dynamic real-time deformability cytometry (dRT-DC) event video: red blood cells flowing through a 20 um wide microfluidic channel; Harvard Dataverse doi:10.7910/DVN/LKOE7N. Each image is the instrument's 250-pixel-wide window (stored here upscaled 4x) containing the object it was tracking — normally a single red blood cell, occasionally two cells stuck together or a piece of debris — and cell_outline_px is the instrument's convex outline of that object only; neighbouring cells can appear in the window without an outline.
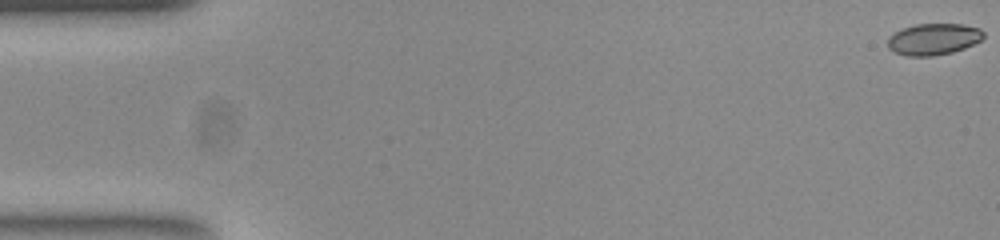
{"species": "common noctule bat (a hibernating species)", "species_latin": "Nyctalus noctula", "temperature_condition": "room temperature", "stored_images_in_passage": 54, "camera_frame_rate_fps": 3000, "um_per_image_px": 0.085, "animal": {"sex": "female", "body_mass_g": 23.0, "forearm_length_mm": 53.4}, "frame": {"image": 1, "passage_image": 1, "time_ms": 0.0, "image_size_px": [1000, 240], "cell_outline_px": [[984, 36], [980, 40], [964, 48], [952, 52], [932, 56], [908, 56], [896, 52], [888, 48], [888, 36], [904, 28], [916, 24], [964, 24], [980, 28], [984, 32]], "centroid_in_image_um": [79.36, 3.32], "position_along_channel_um": 5.6, "area_um2": 17.46}}
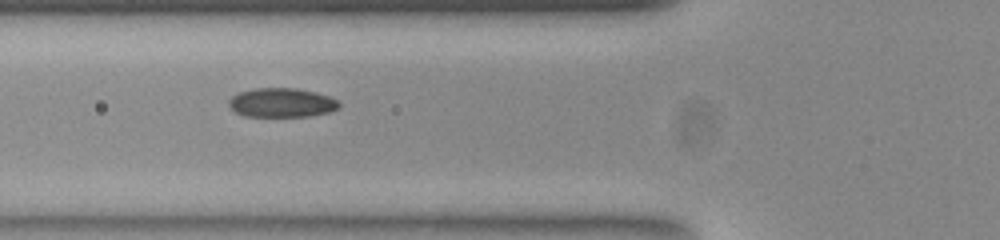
{"frame": {"image": 2, "passage_image": 20, "time_ms": 6.333, "image_size_px": [1000, 240], "cell_outline_px": [[340, 108], [328, 112], [308, 116], [244, 116], [236, 112], [228, 104], [228, 100], [232, 96], [240, 92], [256, 88], [296, 88], [316, 92], [340, 100]], "centroid_in_image_um": [23.97, 8.72], "position_along_channel_um": 101.8, "area_um2": 18.73}}
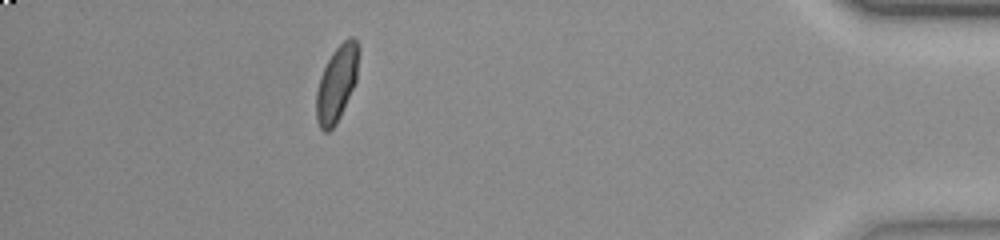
{"frame": {"image": 3, "passage_image": 48, "time_ms": 15.667, "image_size_px": [1000, 240], "cell_outline_px": [[360, 52], [356, 80], [340, 116], [336, 124], [328, 132], [324, 132], [320, 128], [316, 120], [316, 92], [320, 76], [332, 52], [348, 36], [352, 36], [356, 40], [360, 48]], "centroid_in_image_um": [28.63, 7.07], "position_along_channel_um": 406.6, "area_um2": 18.79}, "authors_computed_cell_mechanics": {"area_um2": 18.4382, "velocity_mm_per_s": 3.8611, "shape_relaxation_time_tau1_ms": 5.2143, "shape_relaxation_time_tau2_ms": null, "deformation_change_tau1": 0.1474, "deformation_change_tau2": null}}